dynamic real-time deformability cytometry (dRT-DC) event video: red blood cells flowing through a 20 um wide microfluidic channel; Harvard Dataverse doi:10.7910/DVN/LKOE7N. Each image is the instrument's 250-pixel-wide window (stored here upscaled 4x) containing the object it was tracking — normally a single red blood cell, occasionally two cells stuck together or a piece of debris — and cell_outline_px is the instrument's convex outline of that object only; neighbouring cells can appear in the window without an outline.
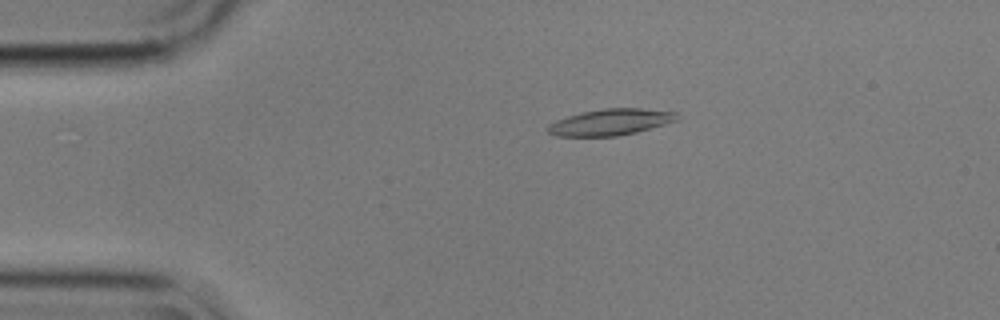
{"species": "common noctule bat (a hibernating species)", "species_latin": "Nyctalus noctula", "temperature_condition": "cold", "stored_images_in_passage": 56, "camera_frame_rate_fps": 3000, "um_per_image_px": 0.085, "animal": {"sex": "male", "body_mass_g": 17.9}, "frame": {"image": 1, "passage_image": 11, "time_ms": 3.333, "image_size_px": [1000, 320], "cell_outline_px": [[680, 120], [636, 132], [616, 136], [556, 136], [548, 132], [544, 128], [548, 124], [556, 120], [580, 112], [604, 108], [640, 108], [676, 112]], "centroid_in_image_um": [51.88, 10.37], "position_along_channel_um": 33.1, "area_um2": 19.94}}
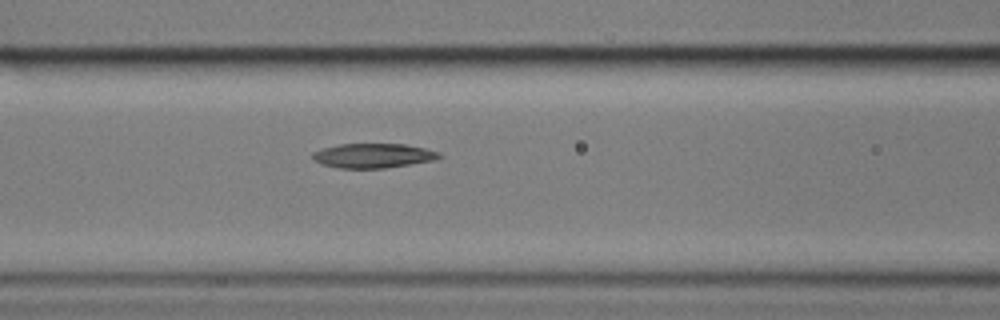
{"frame": {"image": 2, "passage_image": 23, "time_ms": 7.333, "image_size_px": [1000, 320], "cell_outline_px": [[444, 156], [436, 160], [384, 168], [340, 168], [320, 164], [312, 160], [312, 152], [324, 148], [340, 144], [404, 144], [424, 148], [440, 152]], "centroid_in_image_um": [31.73, 13.23], "position_along_channel_um": 134.9, "area_um2": 18.15}}
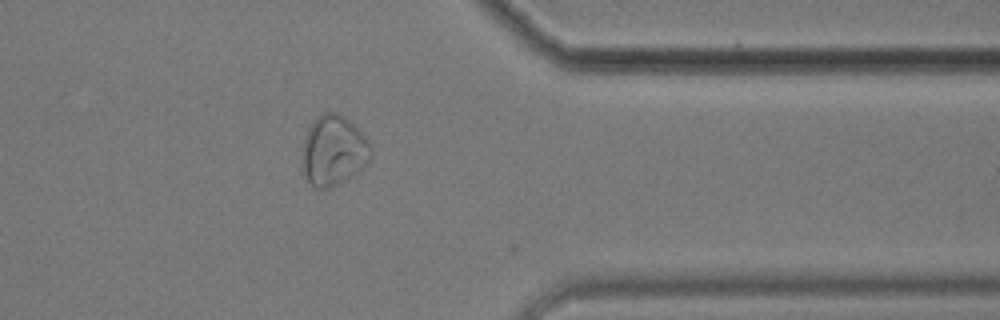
{"frame": {"image": 3, "passage_image": 45, "time_ms": 14.667, "image_size_px": [1000, 320], "cell_outline_px": [[372, 156], [356, 172], [344, 180], [328, 188], [316, 188], [304, 176], [304, 140], [308, 128], [316, 116], [324, 112], [336, 112], [344, 116], [372, 144]], "centroid_in_image_um": [28.36, 12.77], "position_along_channel_um": 383.0, "area_um2": 27.46}, "authors_computed_cell_mechanics": {"area_um2": 19.7965, "velocity_mm_per_s": 3.5536, "shape_relaxation_time_tau1_ms": 9.4842, "shape_relaxation_time_tau2_ms": null, "deformation_change_tau1": 0.2277, "deformation_change_tau2": null}}